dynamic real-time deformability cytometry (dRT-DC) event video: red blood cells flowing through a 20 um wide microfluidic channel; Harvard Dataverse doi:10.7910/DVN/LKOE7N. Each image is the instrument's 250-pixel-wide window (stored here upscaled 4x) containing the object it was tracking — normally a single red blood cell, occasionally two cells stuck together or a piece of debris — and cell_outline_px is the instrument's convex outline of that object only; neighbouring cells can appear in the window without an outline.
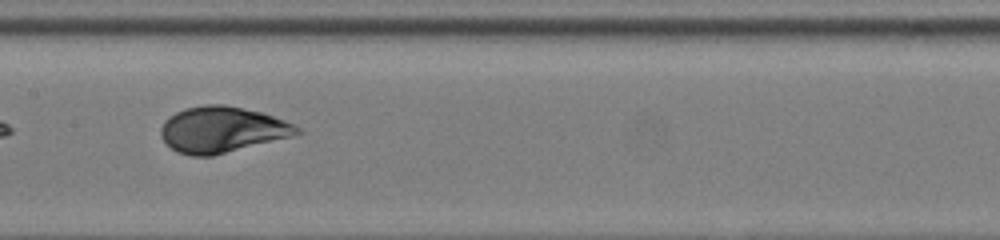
{"species": "human", "species_latin": "Homo sapiens", "temperature_condition": "room temperature", "stored_images_in_passage": 29, "camera_frame_rate_fps": 3000, "um_per_image_px": 0.085, "donor": {"sex": "female"}, "frame": {"image": 1, "passage_image": 17, "time_ms": 5.333, "image_size_px": [1000, 240], "cell_outline_px": [[304, 132], [292, 136], [212, 156], [192, 156], [176, 152], [160, 136], [160, 128], [164, 120], [176, 112], [184, 108], [204, 104], [224, 104], [260, 112], [284, 120], [300, 128]], "centroid_in_image_um": [18.84, 11.01], "position_along_channel_um": 188.6, "area_um2": 36.36}}